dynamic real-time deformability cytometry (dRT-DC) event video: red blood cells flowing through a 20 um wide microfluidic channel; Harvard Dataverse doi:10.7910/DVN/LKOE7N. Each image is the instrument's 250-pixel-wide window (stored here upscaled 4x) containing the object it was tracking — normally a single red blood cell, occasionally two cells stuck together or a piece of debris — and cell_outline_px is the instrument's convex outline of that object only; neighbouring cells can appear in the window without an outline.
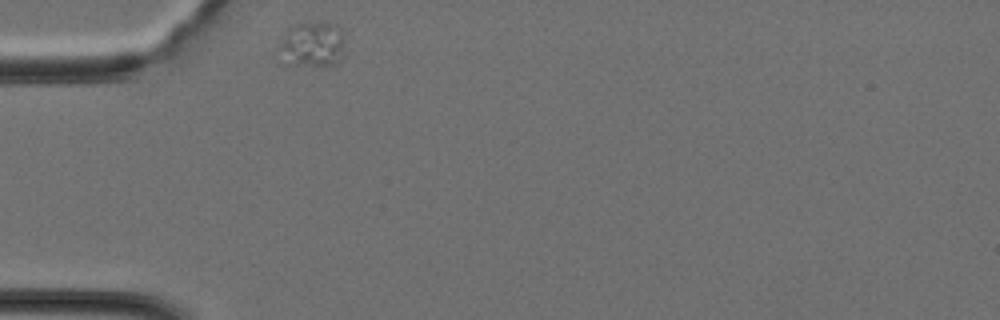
{"species": "Egyptian fruit bat (a non-hibernating species)", "species_latin": "Rousettus aegyptiacus", "temperature_condition": "cold", "stored_images_in_passage": 26, "camera_frame_rate_fps": 3000, "um_per_image_px": 0.085, "animal": {"sex": "female"}, "frame": {"image": 1, "passage_image": 1, "time_ms": 0.0, "image_size_px": [1000, 320], "cell_outline_px": [[344, 56], [336, 64], [284, 64], [276, 48], [288, 28], [292, 24], [336, 24], [340, 32], [344, 44]], "centroid_in_image_um": [26.49, 3.8], "position_along_channel_um": 58.5, "area_um2": 17.17}}